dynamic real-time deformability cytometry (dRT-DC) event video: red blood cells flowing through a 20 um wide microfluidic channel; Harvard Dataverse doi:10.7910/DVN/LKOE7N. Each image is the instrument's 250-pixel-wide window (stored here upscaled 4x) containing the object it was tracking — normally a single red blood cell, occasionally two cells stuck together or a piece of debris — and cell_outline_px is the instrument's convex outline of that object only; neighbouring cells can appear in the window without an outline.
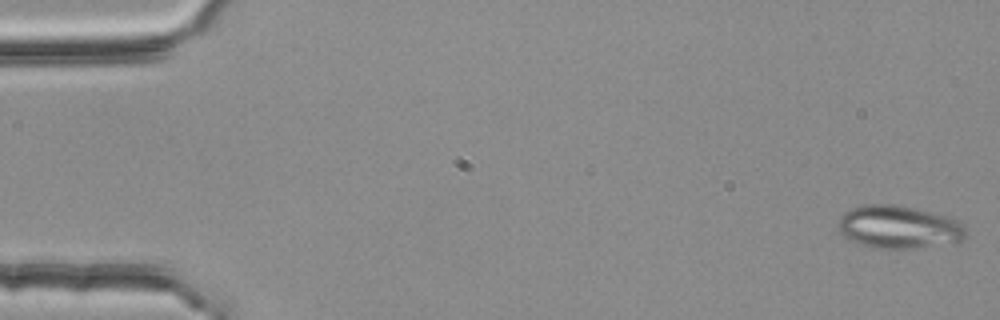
{"species": "common noctule bat (a hibernating species)", "species_latin": "Nyctalus noctula", "temperature_condition": "room temperature", "stored_images_in_passage": 5, "camera_frame_rate_fps": 3000, "um_per_image_px": 0.085, "animal": {"sex": "female", "body_mass_g": 25.1}, "frame": {"image": 1, "passage_image": 1, "time_ms": 0.0, "image_size_px": [1000, 320], "cell_outline_px": [[968, 236], [964, 240], [912, 248], [876, 248], [852, 240], [844, 236], [840, 232], [836, 224], [840, 216], [844, 212], [852, 208], [864, 204], [896, 204], [944, 216], [956, 220], [964, 224], [968, 232]], "centroid_in_image_um": [76.38, 19.28], "position_along_channel_um": 8.6, "area_um2": 31.62}}